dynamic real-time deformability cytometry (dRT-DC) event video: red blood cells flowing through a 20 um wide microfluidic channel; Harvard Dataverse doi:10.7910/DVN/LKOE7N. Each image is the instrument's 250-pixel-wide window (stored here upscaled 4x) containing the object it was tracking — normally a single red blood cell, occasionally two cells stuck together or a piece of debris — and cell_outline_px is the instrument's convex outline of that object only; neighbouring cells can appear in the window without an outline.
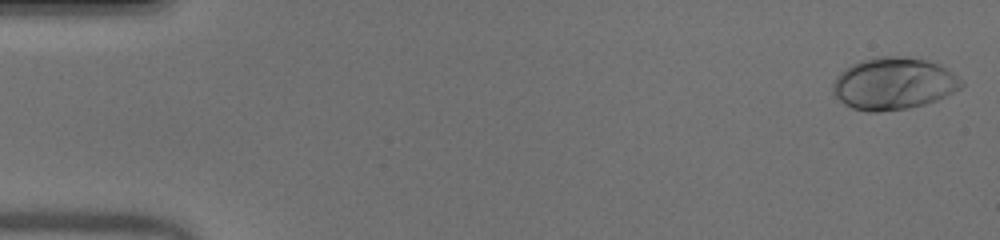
{"species": "human", "species_latin": "Homo sapiens", "temperature_condition": "warm", "stored_images_in_passage": 51, "camera_frame_rate_fps": 3000, "um_per_image_px": 0.085, "donor": {"sex": "male"}, "frame": {"image": 1, "passage_image": 1, "time_ms": 0.0, "image_size_px": [1000, 240], "cell_outline_px": [[964, 84], [960, 88], [936, 100], [924, 104], [908, 108], [876, 112], [868, 112], [852, 108], [844, 104], [832, 92], [832, 84], [836, 76], [844, 68], [860, 60], [872, 56], [900, 56], [928, 60], [940, 64], [952, 72]], "centroid_in_image_um": [75.91, 7.09], "position_along_channel_um": 9.1, "area_um2": 39.13}}
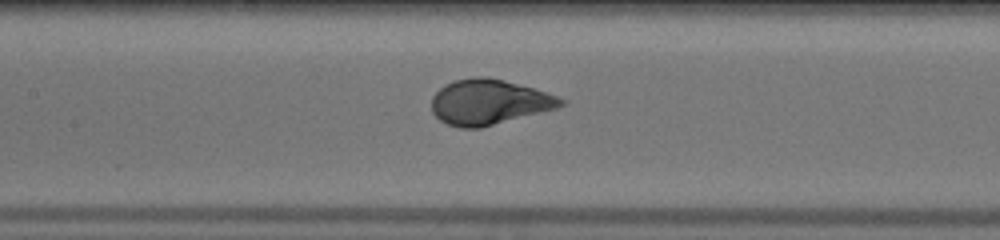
{"frame": {"image": 2, "passage_image": 24, "time_ms": 7.667, "image_size_px": [1000, 240], "cell_outline_px": [[564, 104], [556, 108], [480, 128], [460, 128], [448, 124], [440, 120], [432, 112], [432, 96], [444, 84], [456, 80], [472, 76], [488, 76], [504, 80], [532, 88], [556, 96], [564, 100]], "centroid_in_image_um": [41.51, 8.67], "position_along_channel_um": 165.9, "area_um2": 33.76}}
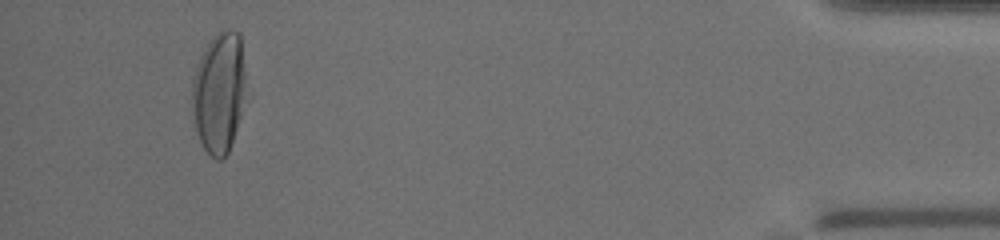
{"frame": {"image": 3, "passage_image": 48, "time_ms": 15.667, "image_size_px": [1000, 240], "cell_outline_px": [[244, 80], [240, 112], [236, 128], [228, 152], [220, 160], [216, 160], [204, 148], [200, 140], [196, 128], [192, 112], [192, 80], [196, 68], [212, 36], [220, 28], [224, 28], [240, 32], [244, 72]], "centroid_in_image_um": [18.59, 7.81], "position_along_channel_um": 416.6, "area_um2": 37.05}, "authors_computed_cell_mechanics": {"area_um2": 35.6048, "velocity_mm_per_s": 3.9823, "shape_relaxation_time_tau1_ms": 3.2497, "shape_relaxation_time_tau2_ms": null, "deformation_change_tau1": 0.1832, "deformation_change_tau2": null}}